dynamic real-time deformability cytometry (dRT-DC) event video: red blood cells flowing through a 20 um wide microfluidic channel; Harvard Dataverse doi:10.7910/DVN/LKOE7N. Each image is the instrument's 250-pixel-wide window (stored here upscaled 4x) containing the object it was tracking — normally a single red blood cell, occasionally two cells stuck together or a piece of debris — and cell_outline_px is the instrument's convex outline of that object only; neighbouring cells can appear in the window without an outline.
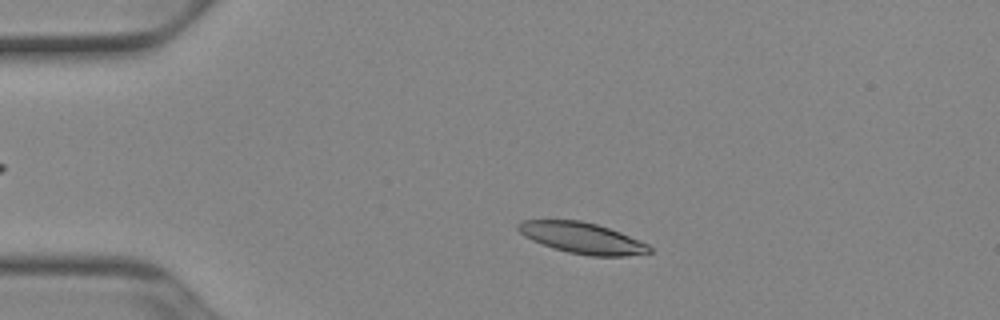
{"species": "Egyptian fruit bat (a non-hibernating species)", "species_latin": "Rousettus aegyptiacus", "temperature_condition": "cold", "stored_images_in_passage": 49, "camera_frame_rate_fps": 3000, "um_per_image_px": 0.085, "animal": {"sex": "female"}, "frame": {"image": 1, "passage_image": 8, "time_ms": 2.333, "image_size_px": [1000, 320], "cell_outline_px": [[652, 252], [624, 256], [592, 256], [568, 252], [552, 248], [532, 240], [524, 236], [516, 228], [516, 224], [524, 220], [580, 220], [596, 224], [620, 232], [648, 244], [652, 248]], "centroid_in_image_um": [49.46, 20.23], "position_along_channel_um": 35.5, "area_um2": 23.64}}
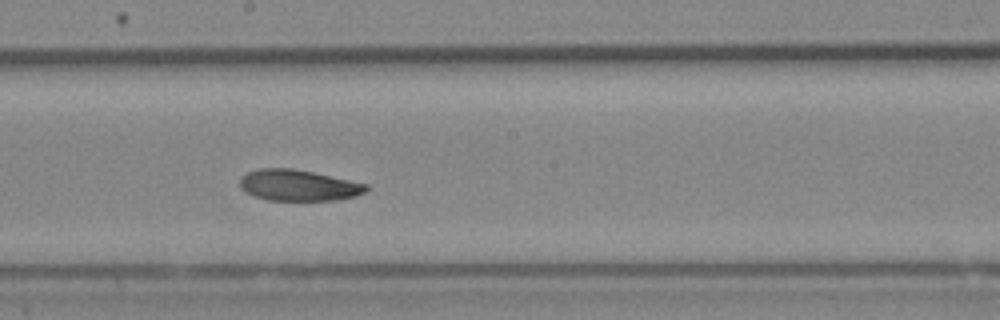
{"frame": {"image": 2, "passage_image": 26, "time_ms": 8.333, "image_size_px": [1000, 320], "cell_outline_px": [[368, 188], [364, 192], [356, 196], [336, 200], [268, 200], [252, 196], [244, 192], [240, 188], [240, 176], [248, 172], [260, 168], [292, 168], [312, 172], [368, 184]], "centroid_in_image_um": [25.32, 15.75], "position_along_channel_um": 222.9, "area_um2": 22.95}}
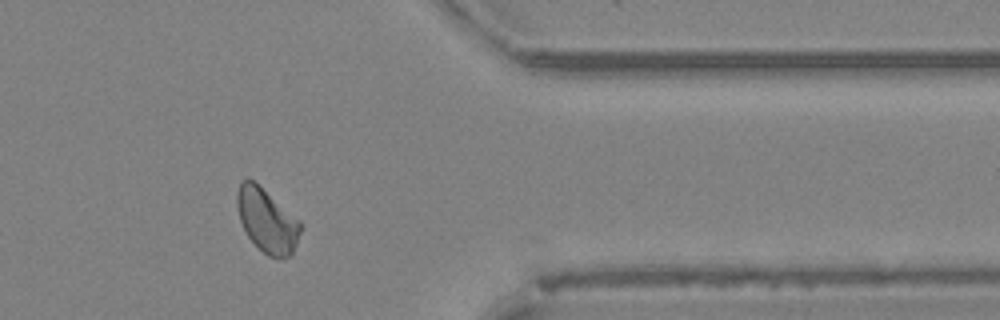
{"frame": {"image": 3, "passage_image": 40, "time_ms": 13.0, "image_size_px": [1000, 320], "cell_outline_px": [[304, 228], [292, 256], [280, 260], [268, 256], [248, 236], [240, 220], [236, 204], [236, 192], [240, 180], [252, 180], [300, 220]], "centroid_in_image_um": [22.74, 18.79], "position_along_channel_um": 388.7, "area_um2": 23.76}, "authors_computed_cell_mechanics": {"area_um2": 23.6402, "velocity_mm_per_s": 3.8596, "shape_relaxation_time_tau1_ms": 5.023, "shape_relaxation_time_tau2_ms": 6.7591, "deformation_change_tau1": 0.1325, "deformation_change_tau2": 0.0971}}